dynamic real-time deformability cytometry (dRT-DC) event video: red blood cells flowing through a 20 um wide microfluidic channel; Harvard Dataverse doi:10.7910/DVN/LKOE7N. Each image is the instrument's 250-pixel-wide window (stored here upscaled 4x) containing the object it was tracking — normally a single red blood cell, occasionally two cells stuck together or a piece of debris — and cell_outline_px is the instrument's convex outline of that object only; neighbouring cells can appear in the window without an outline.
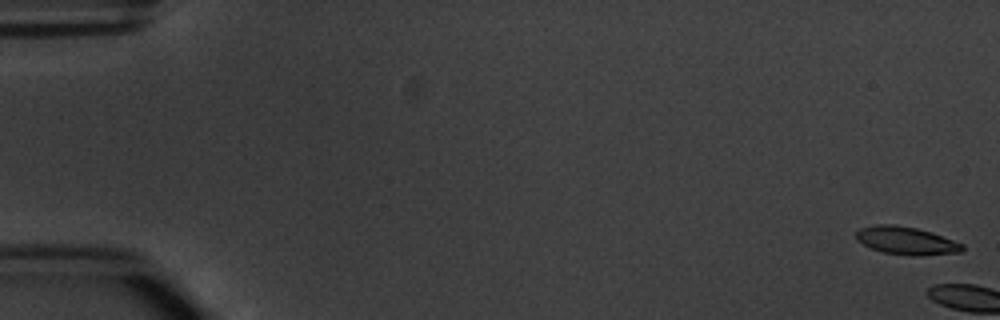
{"species": "common noctule bat (a hibernating species)", "species_latin": "Nyctalus noctula", "temperature_condition": "warm", "stored_images_in_passage": 2, "camera_frame_rate_fps": 3000, "um_per_image_px": 0.085, "animal": {"sex": "male", "body_mass_g": 20.1, "forearm_length_mm": 53.5}, "frame": {"image": 1, "passage_image": 1, "time_ms": 0.0, "image_size_px": [1000, 320], "cell_outline_px": [[964, 248], [960, 252], [920, 256], [912, 256], [884, 252], [872, 248], [856, 240], [856, 232], [860, 228], [876, 224], [896, 224], [916, 228], [932, 232], [964, 244]], "centroid_in_image_um": [77.04, 20.45], "position_along_channel_um": 8.0, "area_um2": 17.28}}